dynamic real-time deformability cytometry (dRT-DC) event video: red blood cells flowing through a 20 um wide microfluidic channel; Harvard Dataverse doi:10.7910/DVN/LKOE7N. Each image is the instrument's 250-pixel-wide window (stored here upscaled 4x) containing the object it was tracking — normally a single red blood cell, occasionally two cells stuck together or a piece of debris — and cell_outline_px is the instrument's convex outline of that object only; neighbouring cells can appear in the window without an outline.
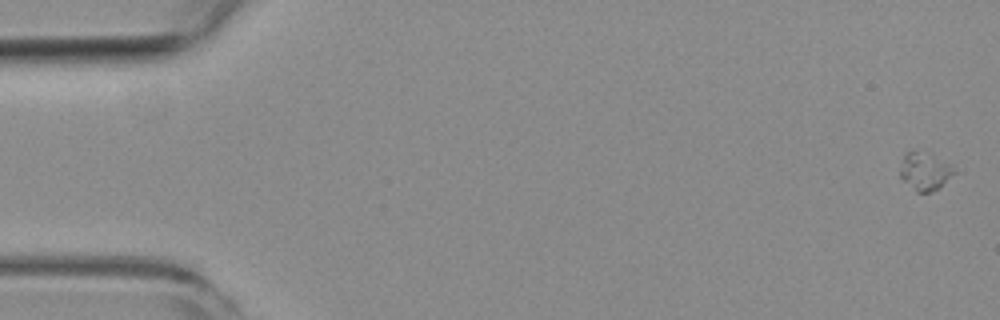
{"species": "common noctule bat (a hibernating species)", "species_latin": "Nyctalus noctula", "temperature_condition": "room temperature", "stored_images_in_passage": 8, "camera_frame_rate_fps": 3000, "um_per_image_px": 0.085, "animal": {"sex": "female", "body_mass_g": 19.3, "forearm_length_mm": 54.1}, "frame": {"image": 1, "passage_image": 1, "time_ms": 0.0, "image_size_px": [1000, 320], "cell_outline_px": [[964, 172], [932, 192], [916, 192], [900, 176], [900, 168], [904, 156], [912, 148], [952, 164]], "centroid_in_image_um": [78.76, 14.58], "position_along_channel_um": 6.2, "area_um2": 12.43}}
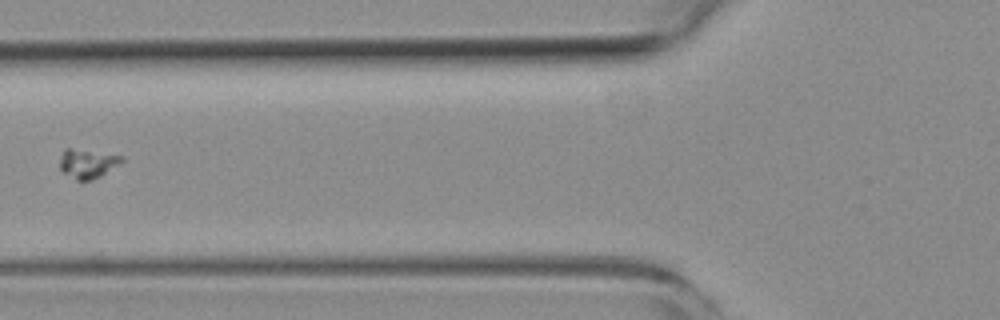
{"frame": {"image": 2, "passage_image": 7, "time_ms": 7.0, "image_size_px": [1000, 320], "cell_outline_px": [[124, 160], [100, 176], [92, 180], [76, 180], [64, 172], [60, 168], [60, 160], [64, 148], [68, 148], [124, 156]], "centroid_in_image_um": [7.43, 13.9], "position_along_channel_um": 118.4, "area_um2": 10.17}}
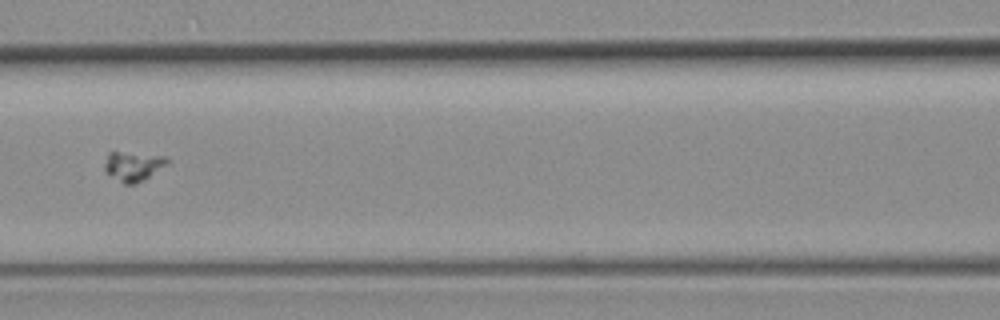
{"frame": {"image": 3, "passage_image": 8, "time_ms": 8.0, "image_size_px": [1000, 320], "cell_outline_px": [[172, 160], [168, 164], [144, 180], [136, 184], [124, 184], [104, 172], [104, 164], [108, 152], [120, 152], [168, 156]], "centroid_in_image_um": [11.35, 14.13], "position_along_channel_um": 155.3, "area_um2": 10.98}}